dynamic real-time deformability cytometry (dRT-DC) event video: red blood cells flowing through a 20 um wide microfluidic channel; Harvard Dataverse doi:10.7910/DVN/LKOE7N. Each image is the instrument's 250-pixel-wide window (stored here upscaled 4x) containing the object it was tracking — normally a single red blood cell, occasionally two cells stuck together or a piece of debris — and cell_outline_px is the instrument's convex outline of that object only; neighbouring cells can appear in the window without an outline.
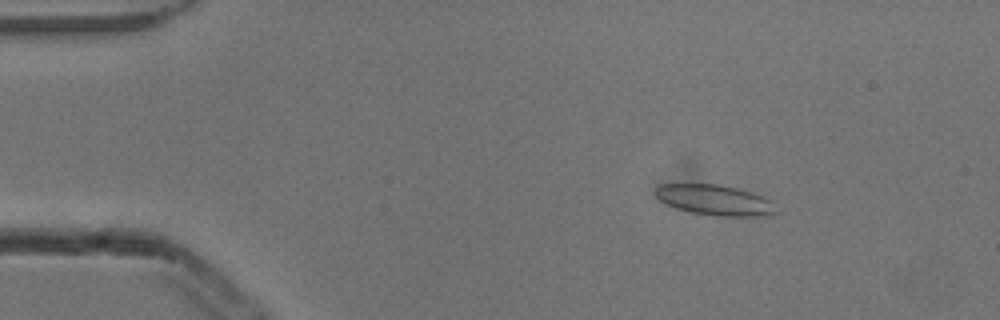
{"species": "common noctule bat (a hibernating species)", "species_latin": "Nyctalus noctula", "temperature_condition": "cold", "stored_images_in_passage": 5, "camera_frame_rate_fps": 3000, "um_per_image_px": 0.085, "animal": {"sex": "male", "body_mass_g": 13.3}, "frame": {"image": 1, "passage_image": 1, "time_ms": 0.0, "image_size_px": [1000, 320], "cell_outline_px": [[780, 212], [772, 216], [716, 216], [692, 212], [676, 208], [660, 200], [656, 196], [656, 188], [660, 184], [716, 184], [736, 188], [752, 192], [764, 196]], "centroid_in_image_um": [60.81, 17.01], "position_along_channel_um": 24.2, "area_um2": 21.39}}
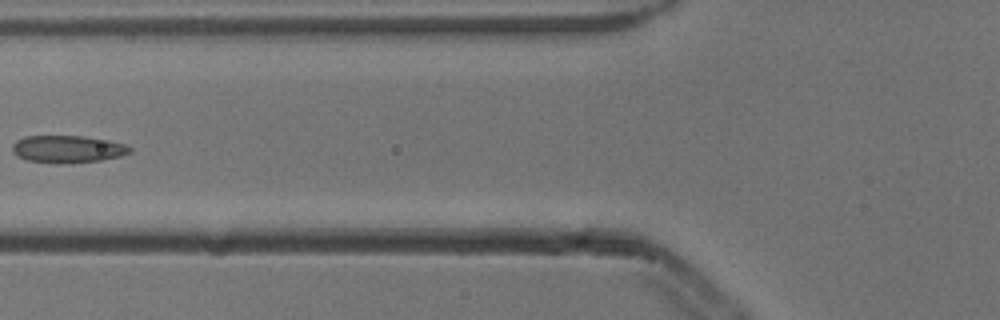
{"frame": {"image": 2, "passage_image": 4, "time_ms": 1.0, "image_size_px": [1000, 320], "cell_outline_px": [[132, 152], [120, 156], [100, 160], [60, 164], [56, 164], [28, 160], [16, 156], [12, 152], [12, 144], [16, 140], [24, 136], [84, 136], [108, 140], [124, 144], [132, 148]], "centroid_in_image_um": [5.72, 12.67], "position_along_channel_um": 120.1, "area_um2": 18.84}}
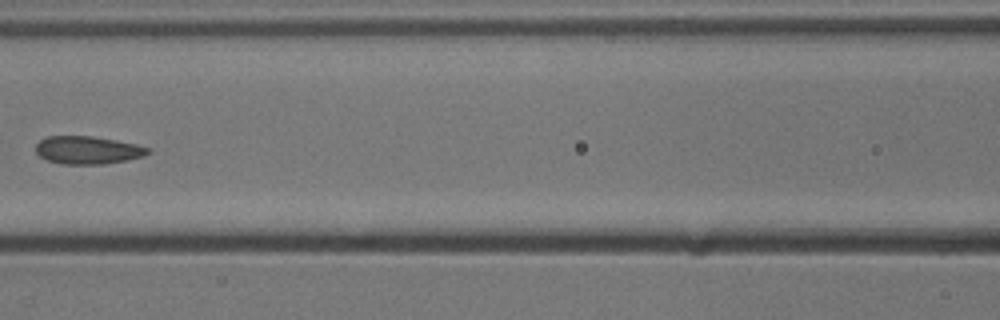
{"frame": {"image": 3, "passage_image": 5, "time_ms": 1.333, "image_size_px": [1000, 320], "cell_outline_px": [[152, 152], [144, 156], [128, 160], [104, 164], [60, 164], [48, 160], [40, 156], [36, 152], [36, 144], [40, 140], [48, 136], [92, 136], [136, 144], [152, 148]], "centroid_in_image_um": [7.5, 12.76], "position_along_channel_um": 159.1, "area_um2": 18.32}}